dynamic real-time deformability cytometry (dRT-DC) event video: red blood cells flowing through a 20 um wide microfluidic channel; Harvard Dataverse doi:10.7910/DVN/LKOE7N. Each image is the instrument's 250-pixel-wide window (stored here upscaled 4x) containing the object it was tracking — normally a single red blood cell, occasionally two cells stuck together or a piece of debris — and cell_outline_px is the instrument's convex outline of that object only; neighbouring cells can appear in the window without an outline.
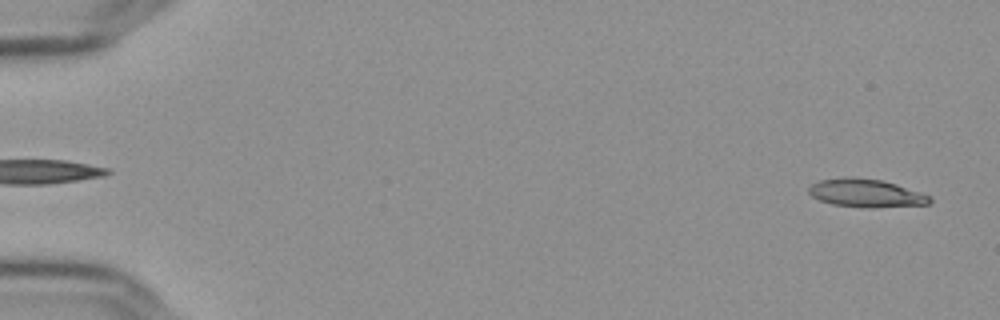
{"species": "Egyptian fruit bat (a non-hibernating species)", "species_latin": "Rousettus aegyptiacus", "temperature_condition": "cold", "stored_images_in_passage": 56, "camera_frame_rate_fps": 3000, "um_per_image_px": 0.085, "frame": {"image": 1, "passage_image": 2, "time_ms": 0.333, "image_size_px": [1000, 320], "cell_outline_px": [[932, 200], [928, 204], [872, 208], [832, 204], [820, 200], [812, 196], [808, 192], [808, 188], [812, 184], [820, 180], [844, 176], [852, 176], [880, 180], [896, 184], [932, 196]], "centroid_in_image_um": [73.6, 16.4], "position_along_channel_um": 11.4, "area_um2": 19.88}}
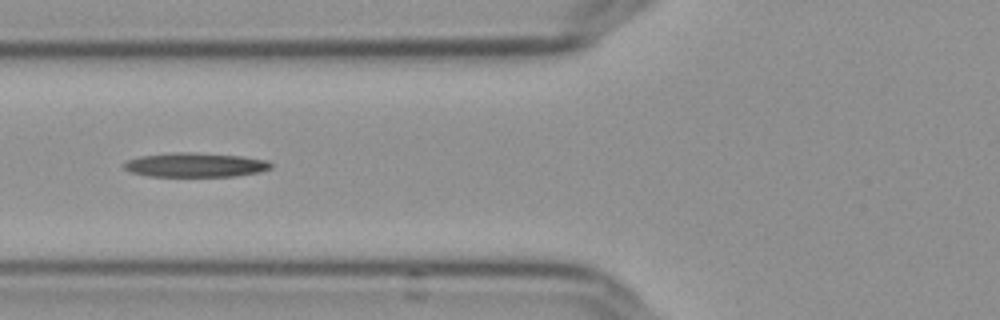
{"frame": {"image": 2, "passage_image": 22, "time_ms": 7.0, "image_size_px": [1000, 320], "cell_outline_px": [[272, 168], [260, 172], [236, 176], [148, 176], [132, 172], [124, 168], [124, 164], [128, 160], [140, 156], [172, 152], [192, 152], [244, 156], [268, 160], [272, 164]], "centroid_in_image_um": [16.65, 14.01], "position_along_channel_um": 109.1, "area_um2": 20.87}}
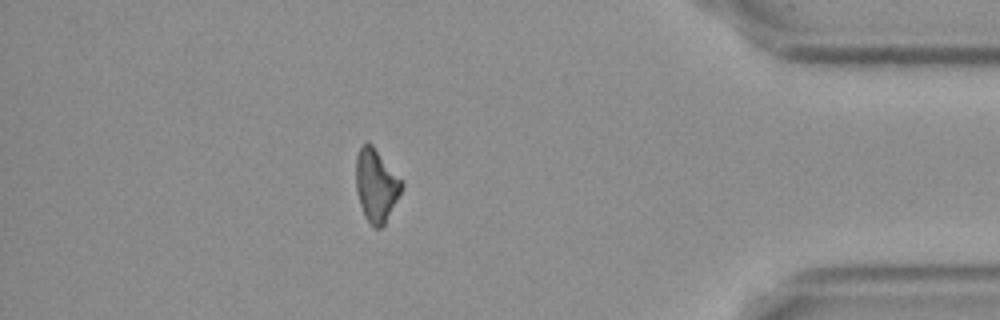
{"frame": {"image": 3, "passage_image": 49, "time_ms": 16.0, "image_size_px": [1000, 320], "cell_outline_px": [[404, 184], [384, 224], [380, 228], [376, 228], [364, 216], [356, 192], [356, 156], [360, 148], [368, 140], [372, 144]], "centroid_in_image_um": [31.94, 15.73], "position_along_channel_um": 403.3, "area_um2": 18.9}}